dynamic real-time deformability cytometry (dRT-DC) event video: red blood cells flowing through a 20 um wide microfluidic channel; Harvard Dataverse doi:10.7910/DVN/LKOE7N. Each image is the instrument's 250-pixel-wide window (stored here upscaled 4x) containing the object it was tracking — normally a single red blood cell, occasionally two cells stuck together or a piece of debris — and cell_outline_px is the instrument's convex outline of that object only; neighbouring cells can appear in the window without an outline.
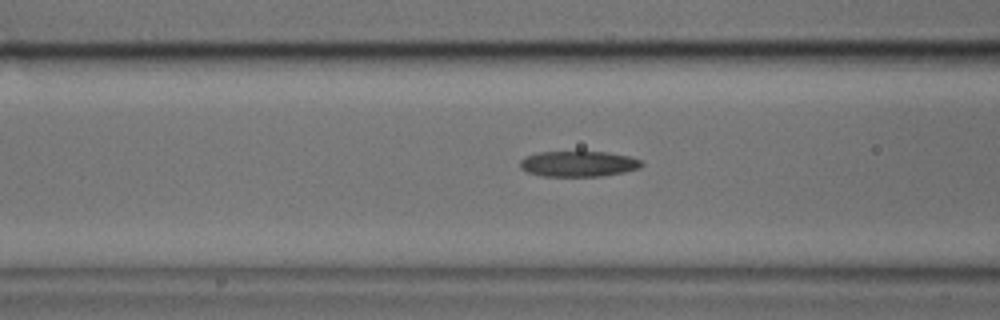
{"species": "common noctule bat (a hibernating species)", "species_latin": "Nyctalus noctula", "temperature_condition": "cold", "stored_images_in_passage": 42, "camera_frame_rate_fps": 3000, "um_per_image_px": 0.085, "animal": {"sex": "male", "body_mass_g": 17.9, "forearm_length_mm": 54.2}, "frame": {"image": 1, "passage_image": 14, "time_ms": 4.333, "image_size_px": [1000, 320], "cell_outline_px": [[644, 164], [640, 168], [624, 172], [600, 176], [544, 176], [528, 172], [520, 168], [520, 160], [524, 156], [536, 152], [608, 152], [628, 156], [640, 160]], "centroid_in_image_um": [49.15, 13.92], "position_along_channel_um": 117.5, "area_um2": 18.15}}
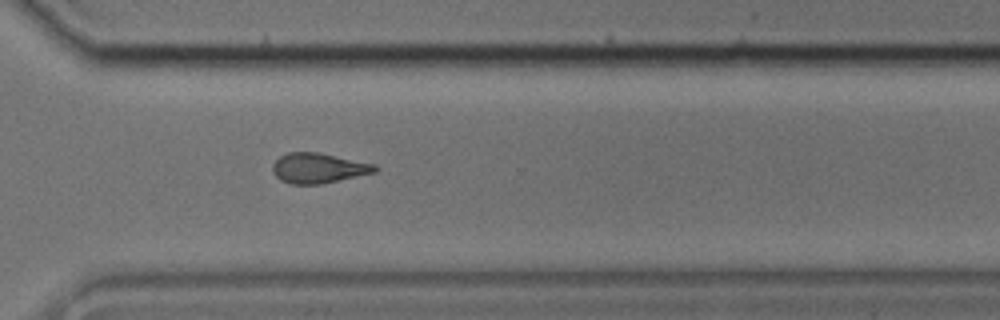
{"frame": {"image": 2, "passage_image": 31, "time_ms": 10.0, "image_size_px": [1000, 320], "cell_outline_px": [[380, 168], [376, 172], [320, 184], [292, 184], [280, 180], [272, 172], [272, 164], [280, 156], [288, 152], [320, 152], [376, 164]], "centroid_in_image_um": [27.08, 14.28], "position_along_channel_um": 343.5, "area_um2": 18.09}}
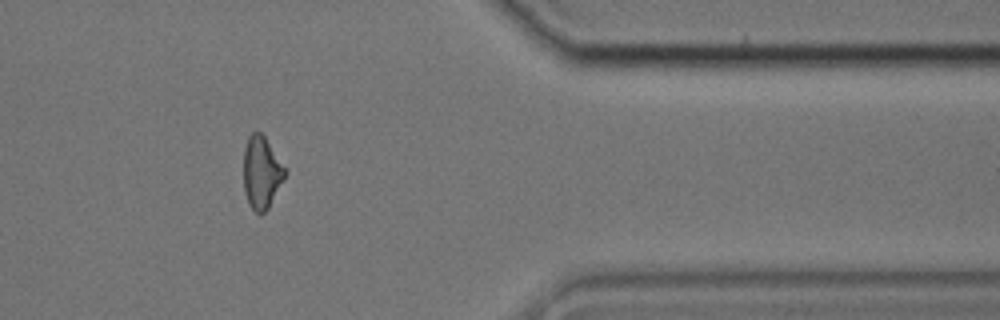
{"frame": {"image": 3, "passage_image": 36, "time_ms": 11.667, "image_size_px": [1000, 320], "cell_outline_px": [[288, 172], [284, 180], [268, 208], [260, 216], [248, 204], [244, 192], [244, 148], [248, 136], [252, 132], [260, 132], [264, 136], [288, 168]], "centroid_in_image_um": [22.26, 14.66], "position_along_channel_um": 389.1, "area_um2": 17.86}}